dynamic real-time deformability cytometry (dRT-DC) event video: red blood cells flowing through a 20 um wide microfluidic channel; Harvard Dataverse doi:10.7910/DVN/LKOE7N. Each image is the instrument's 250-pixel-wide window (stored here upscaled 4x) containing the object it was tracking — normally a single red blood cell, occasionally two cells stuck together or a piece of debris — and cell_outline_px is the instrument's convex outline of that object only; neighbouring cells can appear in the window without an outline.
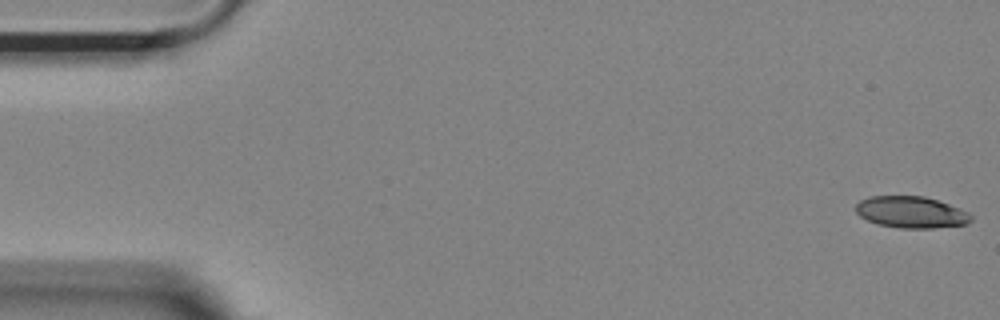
{"species": "Egyptian fruit bat (a non-hibernating species)", "species_latin": "Rousettus aegyptiacus", "temperature_condition": "room temperature", "stored_images_in_passage": 54, "camera_frame_rate_fps": 3000, "um_per_image_px": 0.085, "animal": {"sex": "female"}, "frame": {"image": 1, "passage_image": 1, "time_ms": 0.0, "image_size_px": [1000, 320], "cell_outline_px": [[972, 220], [968, 224], [932, 228], [900, 228], [876, 224], [860, 216], [856, 212], [856, 204], [860, 200], [868, 196], [924, 196], [960, 208], [968, 212], [972, 216]], "centroid_in_image_um": [77.44, 18.04], "position_along_channel_um": 7.6, "area_um2": 21.27}}
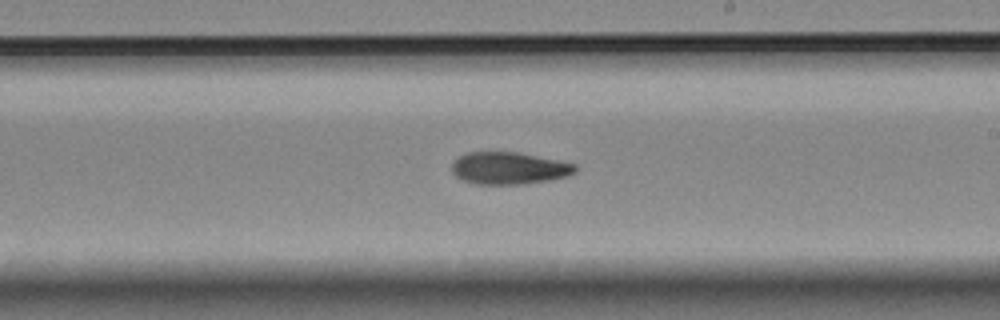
{"frame": {"image": 2, "passage_image": 31, "time_ms": 10.0, "image_size_px": [1000, 320], "cell_outline_px": [[576, 172], [568, 176], [548, 180], [520, 184], [476, 184], [464, 180], [456, 176], [452, 172], [452, 164], [460, 156], [468, 152], [520, 152], [576, 164]], "centroid_in_image_um": [43.28, 14.29], "position_along_channel_um": 245.7, "area_um2": 23.0}}
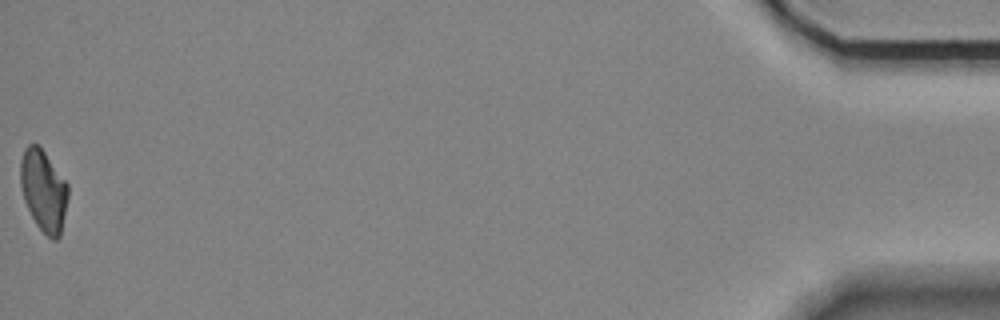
{"frame": {"image": 3, "passage_image": 54, "time_ms": 17.667, "image_size_px": [1000, 320], "cell_outline_px": [[68, 196], [60, 236], [56, 240], [52, 240], [36, 224], [24, 200], [20, 184], [20, 160], [24, 148], [28, 144], [36, 144], [44, 152], [68, 184]], "centroid_in_image_um": [3.69, 16.19], "position_along_channel_um": 431.5, "area_um2": 22.37}, "authors_computed_cell_mechanics": {"area_um2": 23.2645, "velocity_mm_per_s": 3.6953, "shape_relaxation_time_tau1_ms": 10.7749, "shape_relaxation_time_tau2_ms": 6.3691, "deformation_change_tau1": 0.2269, "deformation_change_tau2": 0.1283}}